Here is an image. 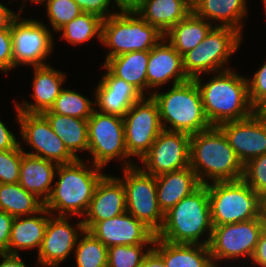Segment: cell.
Segmentation results:
<instances>
[{
    "instance_id": "7402d4cb",
    "label": "cell",
    "mask_w": 266,
    "mask_h": 267,
    "mask_svg": "<svg viewBox=\"0 0 266 267\" xmlns=\"http://www.w3.org/2000/svg\"><path fill=\"white\" fill-rule=\"evenodd\" d=\"M34 69V78L32 82L33 93L35 103L22 102L18 104L16 102L19 111L27 113H43L50 110L55 100L61 93L63 83L66 76L61 71L52 68L51 65L36 66Z\"/></svg>"
},
{
    "instance_id": "ee69618b",
    "label": "cell",
    "mask_w": 266,
    "mask_h": 267,
    "mask_svg": "<svg viewBox=\"0 0 266 267\" xmlns=\"http://www.w3.org/2000/svg\"><path fill=\"white\" fill-rule=\"evenodd\" d=\"M250 262L260 267H266V226L261 232Z\"/></svg>"
},
{
    "instance_id": "b9f144b4",
    "label": "cell",
    "mask_w": 266,
    "mask_h": 267,
    "mask_svg": "<svg viewBox=\"0 0 266 267\" xmlns=\"http://www.w3.org/2000/svg\"><path fill=\"white\" fill-rule=\"evenodd\" d=\"M83 12L91 13L99 16L101 19H107L108 17L118 13L110 12L109 5L111 0H74Z\"/></svg>"
},
{
    "instance_id": "d6a6232c",
    "label": "cell",
    "mask_w": 266,
    "mask_h": 267,
    "mask_svg": "<svg viewBox=\"0 0 266 267\" xmlns=\"http://www.w3.org/2000/svg\"><path fill=\"white\" fill-rule=\"evenodd\" d=\"M102 22L99 16L82 12L71 22L66 23L57 32H62V39L72 45H78L98 37L101 42Z\"/></svg>"
},
{
    "instance_id": "bcb514c9",
    "label": "cell",
    "mask_w": 266,
    "mask_h": 267,
    "mask_svg": "<svg viewBox=\"0 0 266 267\" xmlns=\"http://www.w3.org/2000/svg\"><path fill=\"white\" fill-rule=\"evenodd\" d=\"M144 0H114L112 7L119 9L120 13L137 12L143 4Z\"/></svg>"
},
{
    "instance_id": "1f68e13d",
    "label": "cell",
    "mask_w": 266,
    "mask_h": 267,
    "mask_svg": "<svg viewBox=\"0 0 266 267\" xmlns=\"http://www.w3.org/2000/svg\"><path fill=\"white\" fill-rule=\"evenodd\" d=\"M43 207L44 202L19 183H0V210L14 218L38 214Z\"/></svg>"
},
{
    "instance_id": "3957f363",
    "label": "cell",
    "mask_w": 266,
    "mask_h": 267,
    "mask_svg": "<svg viewBox=\"0 0 266 267\" xmlns=\"http://www.w3.org/2000/svg\"><path fill=\"white\" fill-rule=\"evenodd\" d=\"M190 167L201 184L243 177V164L218 126L191 135Z\"/></svg>"
},
{
    "instance_id": "4fadbf2b",
    "label": "cell",
    "mask_w": 266,
    "mask_h": 267,
    "mask_svg": "<svg viewBox=\"0 0 266 267\" xmlns=\"http://www.w3.org/2000/svg\"><path fill=\"white\" fill-rule=\"evenodd\" d=\"M123 123L127 152L141 160L163 131L157 102L143 96L125 113Z\"/></svg>"
},
{
    "instance_id": "8992f818",
    "label": "cell",
    "mask_w": 266,
    "mask_h": 267,
    "mask_svg": "<svg viewBox=\"0 0 266 267\" xmlns=\"http://www.w3.org/2000/svg\"><path fill=\"white\" fill-rule=\"evenodd\" d=\"M212 226L266 218L264 197L243 179L208 183Z\"/></svg>"
},
{
    "instance_id": "816d5d0a",
    "label": "cell",
    "mask_w": 266,
    "mask_h": 267,
    "mask_svg": "<svg viewBox=\"0 0 266 267\" xmlns=\"http://www.w3.org/2000/svg\"><path fill=\"white\" fill-rule=\"evenodd\" d=\"M29 1L34 2V3L36 2L38 4L39 3H43V4L45 3L46 4L49 0H29Z\"/></svg>"
},
{
    "instance_id": "f546056e",
    "label": "cell",
    "mask_w": 266,
    "mask_h": 267,
    "mask_svg": "<svg viewBox=\"0 0 266 267\" xmlns=\"http://www.w3.org/2000/svg\"><path fill=\"white\" fill-rule=\"evenodd\" d=\"M51 125L52 130L62 140L66 148L79 159L76 152L88 151V119H79L67 115L42 113Z\"/></svg>"
},
{
    "instance_id": "f907efd6",
    "label": "cell",
    "mask_w": 266,
    "mask_h": 267,
    "mask_svg": "<svg viewBox=\"0 0 266 267\" xmlns=\"http://www.w3.org/2000/svg\"><path fill=\"white\" fill-rule=\"evenodd\" d=\"M256 112L266 119V101L256 110Z\"/></svg>"
},
{
    "instance_id": "d590c367",
    "label": "cell",
    "mask_w": 266,
    "mask_h": 267,
    "mask_svg": "<svg viewBox=\"0 0 266 267\" xmlns=\"http://www.w3.org/2000/svg\"><path fill=\"white\" fill-rule=\"evenodd\" d=\"M153 244L119 245L108 247L107 267H140ZM147 248V249H146ZM146 249V251H144Z\"/></svg>"
},
{
    "instance_id": "d4e9b609",
    "label": "cell",
    "mask_w": 266,
    "mask_h": 267,
    "mask_svg": "<svg viewBox=\"0 0 266 267\" xmlns=\"http://www.w3.org/2000/svg\"><path fill=\"white\" fill-rule=\"evenodd\" d=\"M152 249L166 267H215L209 246L203 244H175L156 237Z\"/></svg>"
},
{
    "instance_id": "8fae6325",
    "label": "cell",
    "mask_w": 266,
    "mask_h": 267,
    "mask_svg": "<svg viewBox=\"0 0 266 267\" xmlns=\"http://www.w3.org/2000/svg\"><path fill=\"white\" fill-rule=\"evenodd\" d=\"M265 226L266 218L260 217L244 222L213 226L208 246L215 267H218V260L248 257L250 261Z\"/></svg>"
},
{
    "instance_id": "ba28073f",
    "label": "cell",
    "mask_w": 266,
    "mask_h": 267,
    "mask_svg": "<svg viewBox=\"0 0 266 267\" xmlns=\"http://www.w3.org/2000/svg\"><path fill=\"white\" fill-rule=\"evenodd\" d=\"M242 34L230 27L214 26L205 39L182 56L183 69L189 79L201 78L202 73H216L224 68L230 55L240 47ZM225 65V66H224Z\"/></svg>"
},
{
    "instance_id": "277c9868",
    "label": "cell",
    "mask_w": 266,
    "mask_h": 267,
    "mask_svg": "<svg viewBox=\"0 0 266 267\" xmlns=\"http://www.w3.org/2000/svg\"><path fill=\"white\" fill-rule=\"evenodd\" d=\"M212 230L208 184H202L164 214L163 226L156 237L175 244L208 246ZM202 236L207 239L201 241Z\"/></svg>"
},
{
    "instance_id": "7bdbcfd3",
    "label": "cell",
    "mask_w": 266,
    "mask_h": 267,
    "mask_svg": "<svg viewBox=\"0 0 266 267\" xmlns=\"http://www.w3.org/2000/svg\"><path fill=\"white\" fill-rule=\"evenodd\" d=\"M13 220V216L3 210H0V254L8 253Z\"/></svg>"
},
{
    "instance_id": "681fc988",
    "label": "cell",
    "mask_w": 266,
    "mask_h": 267,
    "mask_svg": "<svg viewBox=\"0 0 266 267\" xmlns=\"http://www.w3.org/2000/svg\"><path fill=\"white\" fill-rule=\"evenodd\" d=\"M140 267H166L163 259L151 249L144 257Z\"/></svg>"
},
{
    "instance_id": "5b68a950",
    "label": "cell",
    "mask_w": 266,
    "mask_h": 267,
    "mask_svg": "<svg viewBox=\"0 0 266 267\" xmlns=\"http://www.w3.org/2000/svg\"><path fill=\"white\" fill-rule=\"evenodd\" d=\"M147 95L152 96L157 102L163 130L193 135L211 127L203 110L199 87L194 79L173 85L165 93L155 90Z\"/></svg>"
},
{
    "instance_id": "9c48e42d",
    "label": "cell",
    "mask_w": 266,
    "mask_h": 267,
    "mask_svg": "<svg viewBox=\"0 0 266 267\" xmlns=\"http://www.w3.org/2000/svg\"><path fill=\"white\" fill-rule=\"evenodd\" d=\"M88 152L93 155V164L103 169L116 158L124 161L123 168L135 165L126 149L123 117L95 108L88 118Z\"/></svg>"
},
{
    "instance_id": "4316f807",
    "label": "cell",
    "mask_w": 266,
    "mask_h": 267,
    "mask_svg": "<svg viewBox=\"0 0 266 267\" xmlns=\"http://www.w3.org/2000/svg\"><path fill=\"white\" fill-rule=\"evenodd\" d=\"M246 7V0H195L192 11L211 24L220 21L216 26L230 27L242 33Z\"/></svg>"
},
{
    "instance_id": "cb8c5ba5",
    "label": "cell",
    "mask_w": 266,
    "mask_h": 267,
    "mask_svg": "<svg viewBox=\"0 0 266 267\" xmlns=\"http://www.w3.org/2000/svg\"><path fill=\"white\" fill-rule=\"evenodd\" d=\"M20 167L19 184L28 192L35 194L44 203L50 197L58 164L41 157L24 153Z\"/></svg>"
},
{
    "instance_id": "f6af8a7d",
    "label": "cell",
    "mask_w": 266,
    "mask_h": 267,
    "mask_svg": "<svg viewBox=\"0 0 266 267\" xmlns=\"http://www.w3.org/2000/svg\"><path fill=\"white\" fill-rule=\"evenodd\" d=\"M15 134L0 120V151L15 149L19 145Z\"/></svg>"
},
{
    "instance_id": "db71d44e",
    "label": "cell",
    "mask_w": 266,
    "mask_h": 267,
    "mask_svg": "<svg viewBox=\"0 0 266 267\" xmlns=\"http://www.w3.org/2000/svg\"><path fill=\"white\" fill-rule=\"evenodd\" d=\"M264 209H265V216H266V195L264 196Z\"/></svg>"
},
{
    "instance_id": "83f0119b",
    "label": "cell",
    "mask_w": 266,
    "mask_h": 267,
    "mask_svg": "<svg viewBox=\"0 0 266 267\" xmlns=\"http://www.w3.org/2000/svg\"><path fill=\"white\" fill-rule=\"evenodd\" d=\"M190 12L192 7L185 0H144L136 13L165 35Z\"/></svg>"
},
{
    "instance_id": "ac0fdd59",
    "label": "cell",
    "mask_w": 266,
    "mask_h": 267,
    "mask_svg": "<svg viewBox=\"0 0 266 267\" xmlns=\"http://www.w3.org/2000/svg\"><path fill=\"white\" fill-rule=\"evenodd\" d=\"M107 248L119 245L153 244L156 234L133 215L122 213L97 222L89 230Z\"/></svg>"
},
{
    "instance_id": "8d00e7d4",
    "label": "cell",
    "mask_w": 266,
    "mask_h": 267,
    "mask_svg": "<svg viewBox=\"0 0 266 267\" xmlns=\"http://www.w3.org/2000/svg\"><path fill=\"white\" fill-rule=\"evenodd\" d=\"M44 5L49 23L56 32L83 12L74 0H49Z\"/></svg>"
},
{
    "instance_id": "60d3db41",
    "label": "cell",
    "mask_w": 266,
    "mask_h": 267,
    "mask_svg": "<svg viewBox=\"0 0 266 267\" xmlns=\"http://www.w3.org/2000/svg\"><path fill=\"white\" fill-rule=\"evenodd\" d=\"M9 69H13L11 26L8 30L0 31V71L5 73Z\"/></svg>"
},
{
    "instance_id": "44dd1931",
    "label": "cell",
    "mask_w": 266,
    "mask_h": 267,
    "mask_svg": "<svg viewBox=\"0 0 266 267\" xmlns=\"http://www.w3.org/2000/svg\"><path fill=\"white\" fill-rule=\"evenodd\" d=\"M107 73L99 81L94 96L98 112L124 117L125 113L143 95L124 79L114 76L104 65Z\"/></svg>"
},
{
    "instance_id": "e0dca14e",
    "label": "cell",
    "mask_w": 266,
    "mask_h": 267,
    "mask_svg": "<svg viewBox=\"0 0 266 267\" xmlns=\"http://www.w3.org/2000/svg\"><path fill=\"white\" fill-rule=\"evenodd\" d=\"M68 218L55 214L48 219L44 238L37 253V262L43 267H58L66 260L75 249L79 236L85 230L83 220L72 226L67 221Z\"/></svg>"
},
{
    "instance_id": "d6986e66",
    "label": "cell",
    "mask_w": 266,
    "mask_h": 267,
    "mask_svg": "<svg viewBox=\"0 0 266 267\" xmlns=\"http://www.w3.org/2000/svg\"><path fill=\"white\" fill-rule=\"evenodd\" d=\"M126 212V192L122 181L104 175L98 182L83 224L89 231L97 222L107 220Z\"/></svg>"
},
{
    "instance_id": "30bf717a",
    "label": "cell",
    "mask_w": 266,
    "mask_h": 267,
    "mask_svg": "<svg viewBox=\"0 0 266 267\" xmlns=\"http://www.w3.org/2000/svg\"><path fill=\"white\" fill-rule=\"evenodd\" d=\"M123 170L124 179L118 178L126 192V211L157 234L163 226L164 214L158 205L156 177L137 164Z\"/></svg>"
},
{
    "instance_id": "52a82bcc",
    "label": "cell",
    "mask_w": 266,
    "mask_h": 267,
    "mask_svg": "<svg viewBox=\"0 0 266 267\" xmlns=\"http://www.w3.org/2000/svg\"><path fill=\"white\" fill-rule=\"evenodd\" d=\"M164 35L148 24L138 13H118L102 22L101 43L109 48L104 58L134 52L151 50Z\"/></svg>"
},
{
    "instance_id": "836d02e7",
    "label": "cell",
    "mask_w": 266,
    "mask_h": 267,
    "mask_svg": "<svg viewBox=\"0 0 266 267\" xmlns=\"http://www.w3.org/2000/svg\"><path fill=\"white\" fill-rule=\"evenodd\" d=\"M74 250L77 267H107L108 248L90 231L81 233Z\"/></svg>"
},
{
    "instance_id": "74e56055",
    "label": "cell",
    "mask_w": 266,
    "mask_h": 267,
    "mask_svg": "<svg viewBox=\"0 0 266 267\" xmlns=\"http://www.w3.org/2000/svg\"><path fill=\"white\" fill-rule=\"evenodd\" d=\"M22 142L15 149L0 151V183H18L23 156Z\"/></svg>"
},
{
    "instance_id": "ab89813d",
    "label": "cell",
    "mask_w": 266,
    "mask_h": 267,
    "mask_svg": "<svg viewBox=\"0 0 266 267\" xmlns=\"http://www.w3.org/2000/svg\"><path fill=\"white\" fill-rule=\"evenodd\" d=\"M247 81L249 100L256 111L266 101V62Z\"/></svg>"
},
{
    "instance_id": "e575fe53",
    "label": "cell",
    "mask_w": 266,
    "mask_h": 267,
    "mask_svg": "<svg viewBox=\"0 0 266 267\" xmlns=\"http://www.w3.org/2000/svg\"><path fill=\"white\" fill-rule=\"evenodd\" d=\"M95 102L76 91L63 89L53 106L50 108L52 113L67 115L79 119H88L95 109ZM93 105V106H92Z\"/></svg>"
},
{
    "instance_id": "6da1fadb",
    "label": "cell",
    "mask_w": 266,
    "mask_h": 267,
    "mask_svg": "<svg viewBox=\"0 0 266 267\" xmlns=\"http://www.w3.org/2000/svg\"><path fill=\"white\" fill-rule=\"evenodd\" d=\"M207 83L194 78L199 87L203 110L211 126L248 118L255 110L248 96L247 78L231 69L216 72Z\"/></svg>"
},
{
    "instance_id": "2e32d148",
    "label": "cell",
    "mask_w": 266,
    "mask_h": 267,
    "mask_svg": "<svg viewBox=\"0 0 266 267\" xmlns=\"http://www.w3.org/2000/svg\"><path fill=\"white\" fill-rule=\"evenodd\" d=\"M218 127L243 165L266 153V119L256 111L248 118L224 122Z\"/></svg>"
},
{
    "instance_id": "c3c4849f",
    "label": "cell",
    "mask_w": 266,
    "mask_h": 267,
    "mask_svg": "<svg viewBox=\"0 0 266 267\" xmlns=\"http://www.w3.org/2000/svg\"><path fill=\"white\" fill-rule=\"evenodd\" d=\"M0 258H2L0 267H26L19 253L18 254H9V253L0 254Z\"/></svg>"
},
{
    "instance_id": "ffe728a7",
    "label": "cell",
    "mask_w": 266,
    "mask_h": 267,
    "mask_svg": "<svg viewBox=\"0 0 266 267\" xmlns=\"http://www.w3.org/2000/svg\"><path fill=\"white\" fill-rule=\"evenodd\" d=\"M173 79L172 85L189 80L180 53L163 37L151 50L147 65V88H159Z\"/></svg>"
},
{
    "instance_id": "4dcf8cb0",
    "label": "cell",
    "mask_w": 266,
    "mask_h": 267,
    "mask_svg": "<svg viewBox=\"0 0 266 267\" xmlns=\"http://www.w3.org/2000/svg\"><path fill=\"white\" fill-rule=\"evenodd\" d=\"M216 25L200 18L193 11L175 24L164 37L183 56L203 41Z\"/></svg>"
},
{
    "instance_id": "7dc6e473",
    "label": "cell",
    "mask_w": 266,
    "mask_h": 267,
    "mask_svg": "<svg viewBox=\"0 0 266 267\" xmlns=\"http://www.w3.org/2000/svg\"><path fill=\"white\" fill-rule=\"evenodd\" d=\"M19 15L0 3V31L8 30L12 21Z\"/></svg>"
},
{
    "instance_id": "f5cc1de1",
    "label": "cell",
    "mask_w": 266,
    "mask_h": 267,
    "mask_svg": "<svg viewBox=\"0 0 266 267\" xmlns=\"http://www.w3.org/2000/svg\"><path fill=\"white\" fill-rule=\"evenodd\" d=\"M191 7H193L195 0H185Z\"/></svg>"
},
{
    "instance_id": "484cf974",
    "label": "cell",
    "mask_w": 266,
    "mask_h": 267,
    "mask_svg": "<svg viewBox=\"0 0 266 267\" xmlns=\"http://www.w3.org/2000/svg\"><path fill=\"white\" fill-rule=\"evenodd\" d=\"M35 215L14 218L8 245L9 254H18V249L37 248L39 251L48 219L53 215L45 207L38 212L39 216Z\"/></svg>"
},
{
    "instance_id": "9a60e30c",
    "label": "cell",
    "mask_w": 266,
    "mask_h": 267,
    "mask_svg": "<svg viewBox=\"0 0 266 267\" xmlns=\"http://www.w3.org/2000/svg\"><path fill=\"white\" fill-rule=\"evenodd\" d=\"M190 139L189 134L163 130L140 160L142 169L156 177L189 167Z\"/></svg>"
},
{
    "instance_id": "7c38bea8",
    "label": "cell",
    "mask_w": 266,
    "mask_h": 267,
    "mask_svg": "<svg viewBox=\"0 0 266 267\" xmlns=\"http://www.w3.org/2000/svg\"><path fill=\"white\" fill-rule=\"evenodd\" d=\"M24 7L21 6L19 15L11 23L13 69L20 64L48 65L45 60L53 50L54 40L49 27L41 21L20 17Z\"/></svg>"
},
{
    "instance_id": "5bb4252c",
    "label": "cell",
    "mask_w": 266,
    "mask_h": 267,
    "mask_svg": "<svg viewBox=\"0 0 266 267\" xmlns=\"http://www.w3.org/2000/svg\"><path fill=\"white\" fill-rule=\"evenodd\" d=\"M17 122L21 128V137L35 152L26 154L51 160L57 164H69L77 160L62 140L52 130L50 123L42 113L19 111L15 102Z\"/></svg>"
},
{
    "instance_id": "603a6c76",
    "label": "cell",
    "mask_w": 266,
    "mask_h": 267,
    "mask_svg": "<svg viewBox=\"0 0 266 267\" xmlns=\"http://www.w3.org/2000/svg\"><path fill=\"white\" fill-rule=\"evenodd\" d=\"M201 185L190 166L156 176L157 200L160 210L165 214Z\"/></svg>"
},
{
    "instance_id": "11a10c76",
    "label": "cell",
    "mask_w": 266,
    "mask_h": 267,
    "mask_svg": "<svg viewBox=\"0 0 266 267\" xmlns=\"http://www.w3.org/2000/svg\"><path fill=\"white\" fill-rule=\"evenodd\" d=\"M262 1H263V4H264L265 11H266V0H262Z\"/></svg>"
},
{
    "instance_id": "f35d334b",
    "label": "cell",
    "mask_w": 266,
    "mask_h": 267,
    "mask_svg": "<svg viewBox=\"0 0 266 267\" xmlns=\"http://www.w3.org/2000/svg\"><path fill=\"white\" fill-rule=\"evenodd\" d=\"M242 179L263 197L266 195V153L243 165Z\"/></svg>"
},
{
    "instance_id": "f1b7e54d",
    "label": "cell",
    "mask_w": 266,
    "mask_h": 267,
    "mask_svg": "<svg viewBox=\"0 0 266 267\" xmlns=\"http://www.w3.org/2000/svg\"><path fill=\"white\" fill-rule=\"evenodd\" d=\"M149 50L127 52L109 58L103 65L116 77L134 86L143 96H147V65Z\"/></svg>"
},
{
    "instance_id": "7a4b0ae2",
    "label": "cell",
    "mask_w": 266,
    "mask_h": 267,
    "mask_svg": "<svg viewBox=\"0 0 266 267\" xmlns=\"http://www.w3.org/2000/svg\"><path fill=\"white\" fill-rule=\"evenodd\" d=\"M80 158L69 164H58L50 197L44 207L54 216H83L87 213L98 182L105 175L102 168L88 167ZM55 183V184H54Z\"/></svg>"
}]
</instances>
